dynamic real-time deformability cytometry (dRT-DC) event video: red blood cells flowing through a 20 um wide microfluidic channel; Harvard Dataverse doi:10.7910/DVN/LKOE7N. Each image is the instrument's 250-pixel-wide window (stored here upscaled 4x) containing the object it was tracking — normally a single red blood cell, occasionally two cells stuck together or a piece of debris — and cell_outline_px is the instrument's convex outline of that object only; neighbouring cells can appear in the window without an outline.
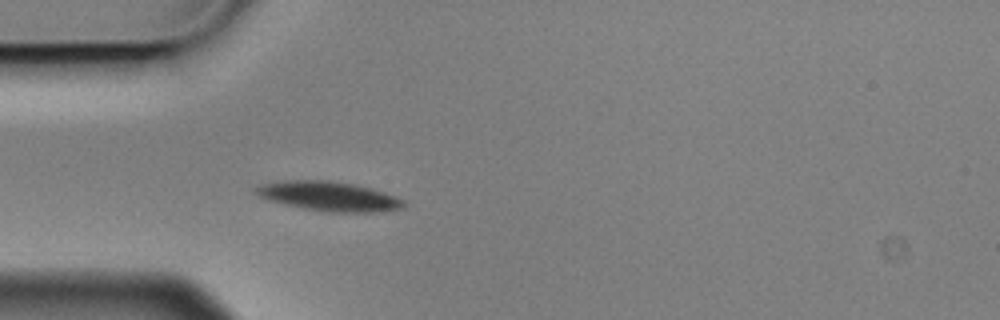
{"species": "Egyptian fruit bat (a non-hibernating species)", "species_latin": "Rousettus aegyptiacus", "temperature_condition": "cold", "stored_images_in_passage": 4, "camera_frame_rate_fps": 3000, "um_per_image_px": 0.085, "animal": {"sex": "male"}, "frame": {"image": 1, "passage_image": 4, "time_ms": 1.0, "image_size_px": [1000, 320], "cell_outline_px": [[408, 204], [404, 208], [376, 212], [328, 212], [304, 208], [268, 200], [260, 196], [256, 192], [256, 188], [260, 184], [284, 180], [328, 180], [356, 184], [372, 188], [384, 192], [404, 200]], "centroid_in_image_um": [28.01, 16.68], "position_along_channel_um": 57.0, "area_um2": 25.37}}